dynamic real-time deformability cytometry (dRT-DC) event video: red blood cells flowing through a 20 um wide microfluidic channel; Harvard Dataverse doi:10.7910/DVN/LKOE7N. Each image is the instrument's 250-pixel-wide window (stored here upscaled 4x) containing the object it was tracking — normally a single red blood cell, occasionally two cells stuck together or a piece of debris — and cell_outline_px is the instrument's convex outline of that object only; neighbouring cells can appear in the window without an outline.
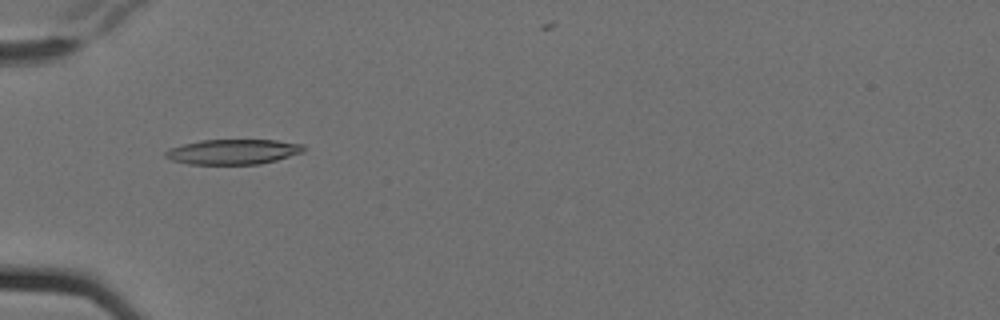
{"species": "Egyptian fruit bat (a non-hibernating species)", "species_latin": "Rousettus aegyptiacus", "temperature_condition": "cold", "stored_images_in_passage": 8, "camera_frame_rate_fps": 3000, "um_per_image_px": 0.085, "animal": {"sex": "female"}, "frame": {"image": 1, "passage_image": 6, "time_ms": 1.667, "image_size_px": [1000, 320], "cell_outline_px": [[304, 152], [276, 160], [260, 164], [188, 164], [172, 160], [164, 156], [164, 152], [168, 148], [200, 140], [276, 140], [304, 144]], "centroid_in_image_um": [19.8, 12.9], "position_along_channel_um": 65.2, "area_um2": 20.23}}
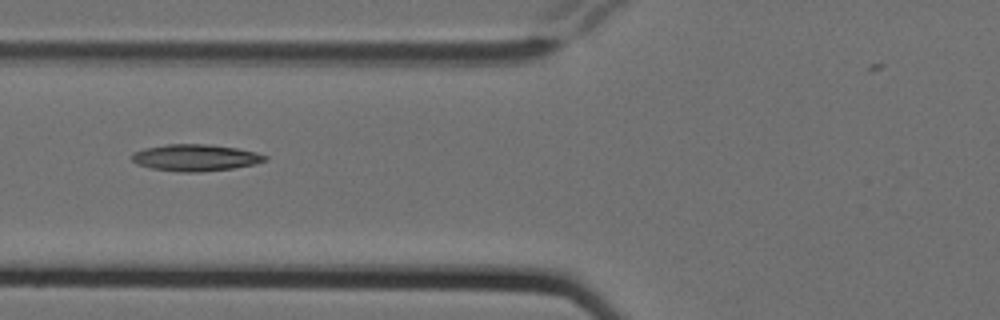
{"frame": {"image": 2, "passage_image": 7, "time_ms": 2.0, "image_size_px": [1000, 320], "cell_outline_px": [[268, 160], [252, 164], [232, 168], [200, 172], [180, 172], [152, 168], [136, 164], [132, 160], [132, 152], [144, 148], [168, 144], [208, 144], [236, 148], [256, 152], [268, 156]], "centroid_in_image_um": [16.59, 13.39], "position_along_channel_um": 109.2, "area_um2": 20.63}}
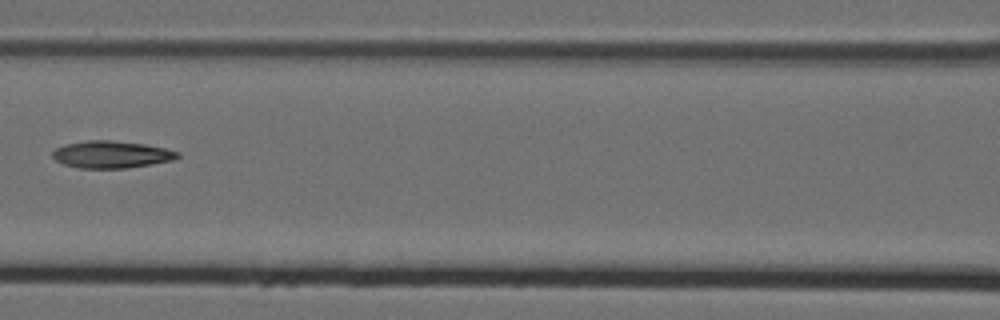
{"frame": {"image": 3, "passage_image": 8, "time_ms": 2.333, "image_size_px": [1000, 320], "cell_outline_px": [[180, 156], [172, 160], [152, 164], [124, 168], [80, 168], [64, 164], [56, 160], [52, 156], [52, 152], [56, 148], [64, 144], [88, 140], [112, 140], [144, 144], [164, 148], [180, 152]], "centroid_in_image_um": [9.46, 13.12], "position_along_channel_um": 157.1, "area_um2": 19.71}}